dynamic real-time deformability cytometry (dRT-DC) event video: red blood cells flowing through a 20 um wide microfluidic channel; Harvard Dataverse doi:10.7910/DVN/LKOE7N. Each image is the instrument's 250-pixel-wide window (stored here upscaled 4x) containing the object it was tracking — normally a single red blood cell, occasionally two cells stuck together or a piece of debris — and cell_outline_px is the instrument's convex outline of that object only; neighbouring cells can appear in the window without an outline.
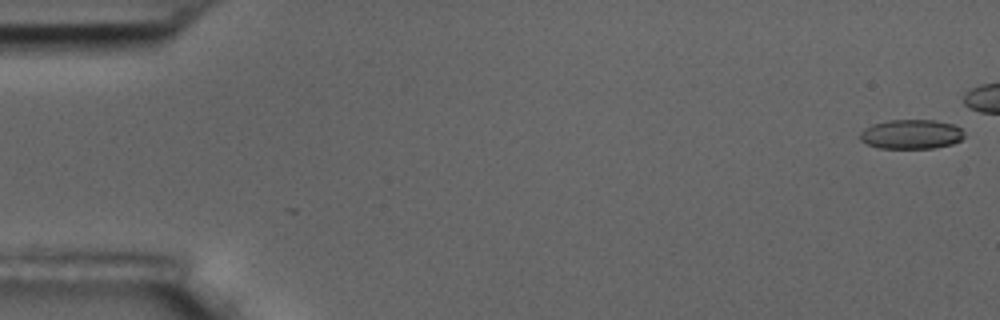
{"species": "common noctule bat (a hibernating species)", "species_latin": "Nyctalus noctula", "temperature_condition": "room temperature", "stored_images_in_passage": 5, "camera_frame_rate_fps": 3000, "um_per_image_px": 0.085, "animal": {"sex": "male", "body_mass_g": 17.5, "forearm_length_mm": 52.3}, "frame": {"image": 1, "passage_image": 1, "time_ms": 0.0, "image_size_px": [1000, 320], "cell_outline_px": [[964, 136], [960, 140], [952, 144], [932, 148], [880, 148], [868, 144], [860, 140], [860, 132], [864, 128], [872, 124], [888, 120], [936, 120], [952, 124], [960, 128], [964, 132]], "centroid_in_image_um": [77.44, 11.4], "position_along_channel_um": 7.6, "area_um2": 17.86}}